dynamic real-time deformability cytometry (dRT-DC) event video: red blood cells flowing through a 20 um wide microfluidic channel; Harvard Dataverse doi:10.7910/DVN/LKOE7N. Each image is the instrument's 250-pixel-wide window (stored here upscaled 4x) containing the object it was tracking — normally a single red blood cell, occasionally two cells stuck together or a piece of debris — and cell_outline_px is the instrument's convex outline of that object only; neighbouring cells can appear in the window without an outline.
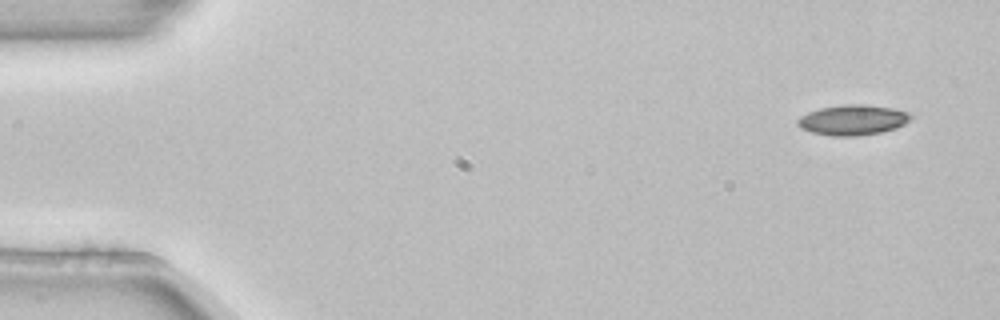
{"species": "common noctule bat (a hibernating species)", "species_latin": "Nyctalus noctula", "temperature_condition": "room temperature", "stored_images_in_passage": 5, "camera_frame_rate_fps": 3000, "um_per_image_px": 0.085, "animal": {"sex": "female", "body_mass_g": 22.7, "forearm_length_mm": 54.2}, "frame": {"image": 1, "passage_image": 1, "time_ms": 0.0, "image_size_px": [1000, 320], "cell_outline_px": [[916, 116], [904, 124], [896, 128], [880, 132], [856, 136], [832, 136], [812, 132], [800, 128], [796, 124], [796, 120], [800, 116], [808, 112], [820, 108], [848, 104], [864, 104], [892, 108], [908, 112]], "centroid_in_image_um": [72.49, 10.19], "position_along_channel_um": 12.5, "area_um2": 20.06}}